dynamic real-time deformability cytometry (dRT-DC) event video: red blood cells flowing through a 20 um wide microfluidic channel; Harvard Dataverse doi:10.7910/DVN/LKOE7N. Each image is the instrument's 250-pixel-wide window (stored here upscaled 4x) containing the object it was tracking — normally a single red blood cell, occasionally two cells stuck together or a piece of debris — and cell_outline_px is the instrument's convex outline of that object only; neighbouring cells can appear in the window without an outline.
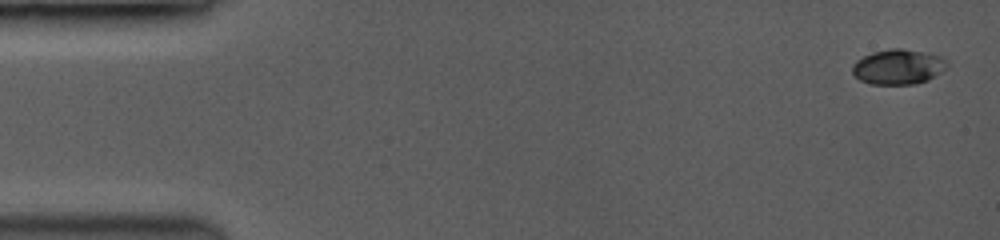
{"species": "common noctule bat (a hibernating species)", "species_latin": "Nyctalus noctula", "temperature_condition": "room temperature", "stored_images_in_passage": 9, "camera_frame_rate_fps": 3500, "um_per_image_px": 0.085, "animal": {"sex": "female", "body_mass_g": 19.0, "forearm_length_mm": 53.3}, "frame": {"image": 1, "passage_image": 1, "time_ms": 0.0, "image_size_px": [1000, 240], "cell_outline_px": [[948, 68], [928, 80], [916, 84], [872, 84], [860, 80], [852, 72], [852, 68], [864, 56], [872, 52], [892, 48], [900, 48], [920, 52], [936, 56], [944, 60], [948, 64]], "centroid_in_image_um": [76.36, 5.7], "position_along_channel_um": 8.6, "area_um2": 18.9}}
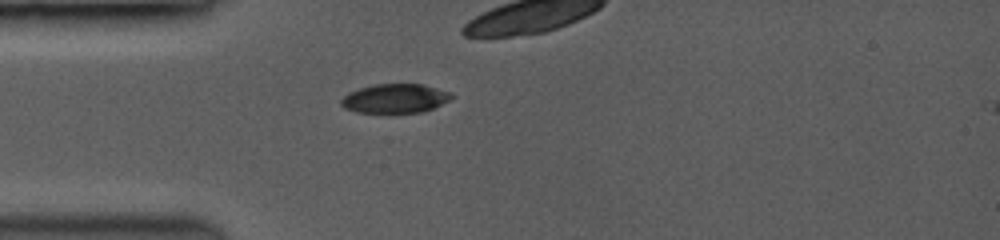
{"frame": {"image": 2, "passage_image": 8, "time_ms": 4.286, "image_size_px": [1000, 240], "cell_outline_px": [[452, 96], [448, 100], [432, 108], [420, 112], [356, 112], [344, 108], [340, 104], [340, 100], [348, 92], [360, 88], [376, 84], [420, 84], [448, 92]], "centroid_in_image_um": [33.49, 8.37], "position_along_channel_um": 51.5, "area_um2": 18.26}}